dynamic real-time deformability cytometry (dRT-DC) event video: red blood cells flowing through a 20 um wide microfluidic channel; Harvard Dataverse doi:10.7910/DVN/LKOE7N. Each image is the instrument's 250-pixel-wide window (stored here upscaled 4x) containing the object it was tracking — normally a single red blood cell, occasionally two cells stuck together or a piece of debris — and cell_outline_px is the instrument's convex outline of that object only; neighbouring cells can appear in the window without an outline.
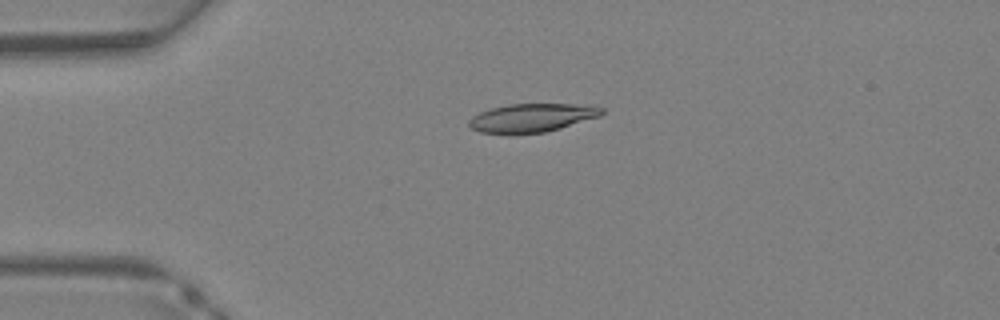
{"species": "Egyptian fruit bat (a non-hibernating species)", "species_latin": "Rousettus aegyptiacus", "temperature_condition": "warm", "stored_images_in_passage": 33, "camera_frame_rate_fps": 3000, "um_per_image_px": 0.085, "animal": {"sex": "female"}, "frame": {"image": 1, "passage_image": 5, "time_ms": 1.333, "image_size_px": [1000, 320], "cell_outline_px": [[604, 112], [600, 116], [560, 128], [544, 132], [508, 136], [480, 132], [472, 128], [468, 124], [468, 120], [472, 116], [480, 112], [492, 108], [508, 104], [572, 104], [604, 108]], "centroid_in_image_um": [45.13, 10.04], "position_along_channel_um": 39.9, "area_um2": 22.31}}
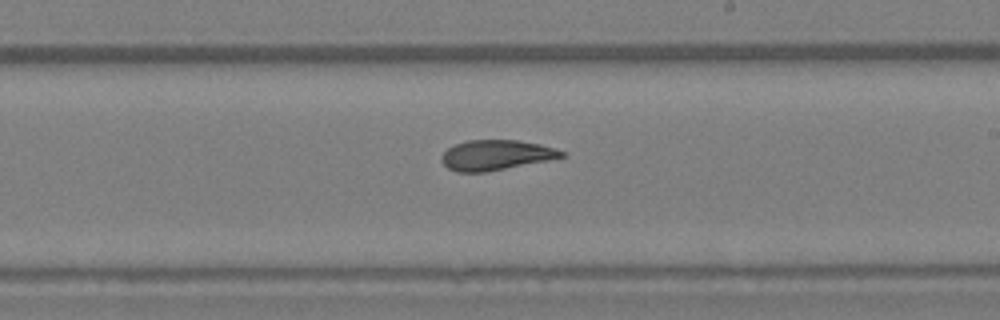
{"frame": {"image": 2, "passage_image": 18, "time_ms": 5.667, "image_size_px": [1000, 320], "cell_outline_px": [[564, 156], [484, 172], [456, 172], [448, 168], [440, 160], [440, 156], [448, 148], [456, 144], [468, 140], [516, 140], [540, 144], [564, 152]], "centroid_in_image_um": [42.06, 13.17], "position_along_channel_um": 246.9, "area_um2": 20.52}}
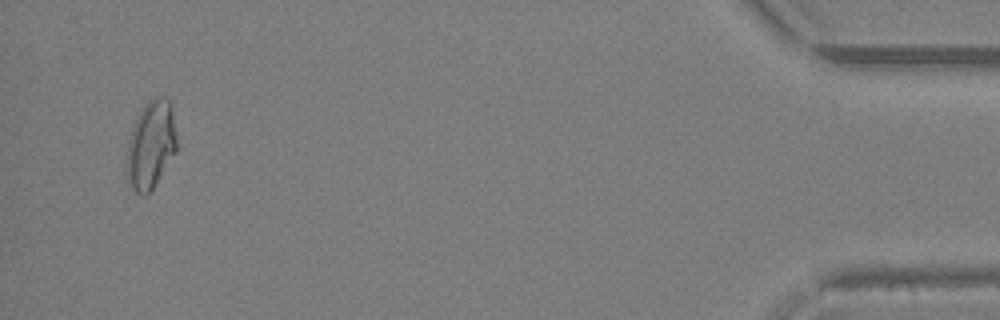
{"frame": {"image": 3, "passage_image": 32, "time_ms": 10.333, "image_size_px": [1000, 320], "cell_outline_px": [[176, 152], [152, 192], [144, 196], [140, 196], [132, 188], [128, 176], [128, 140], [132, 128], [144, 104], [148, 100], [156, 96], [160, 96], [168, 100], [172, 112], [176, 132]], "centroid_in_image_um": [12.85, 12.34], "position_along_channel_um": 422.4, "area_um2": 25.49}}